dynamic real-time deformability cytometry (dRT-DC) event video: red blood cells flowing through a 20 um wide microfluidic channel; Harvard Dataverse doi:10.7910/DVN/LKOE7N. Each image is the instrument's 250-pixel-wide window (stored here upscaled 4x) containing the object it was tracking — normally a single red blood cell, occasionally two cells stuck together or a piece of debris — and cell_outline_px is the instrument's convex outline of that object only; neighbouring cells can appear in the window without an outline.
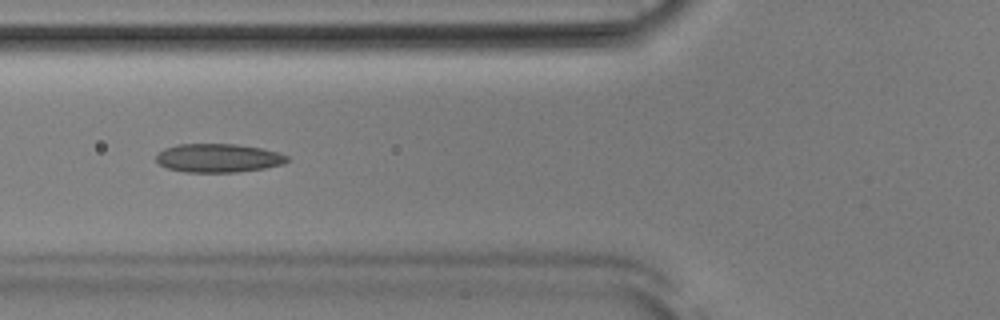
{"species": "Egyptian fruit bat (a non-hibernating species)", "species_latin": "Rousettus aegyptiacus", "temperature_condition": "room temperature", "stored_images_in_passage": 43, "camera_frame_rate_fps": 3000, "um_per_image_px": 0.085, "animal": {"sex": "male"}, "frame": {"image": 1, "passage_image": 11, "time_ms": 3.333, "image_size_px": [1000, 320], "cell_outline_px": [[288, 160], [284, 164], [264, 168], [236, 172], [184, 172], [168, 168], [160, 164], [156, 160], [156, 156], [164, 148], [176, 144], [236, 144], [264, 148], [280, 152], [288, 156]], "centroid_in_image_um": [18.58, 13.42], "position_along_channel_um": 107.2, "area_um2": 21.96}}
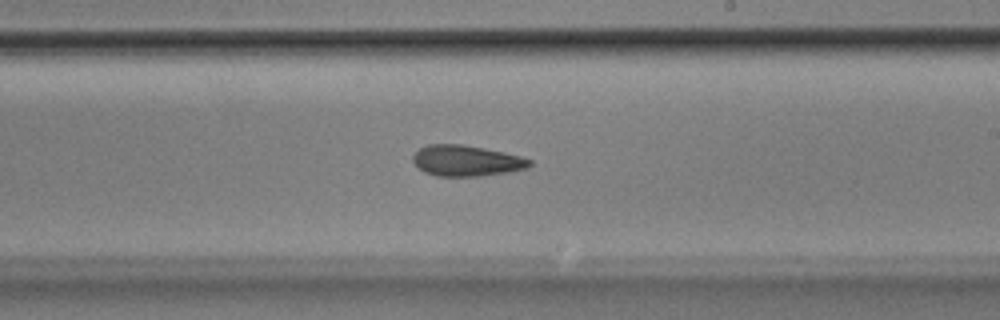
{"frame": {"image": 2, "passage_image": 22, "time_ms": 7.0, "image_size_px": [1000, 320], "cell_outline_px": [[532, 164], [528, 168], [508, 172], [480, 176], [436, 176], [424, 172], [412, 160], [412, 156], [420, 148], [428, 144], [464, 144], [504, 152], [520, 156], [532, 160]], "centroid_in_image_um": [39.65, 13.66], "position_along_channel_um": 249.3, "area_um2": 21.04}}
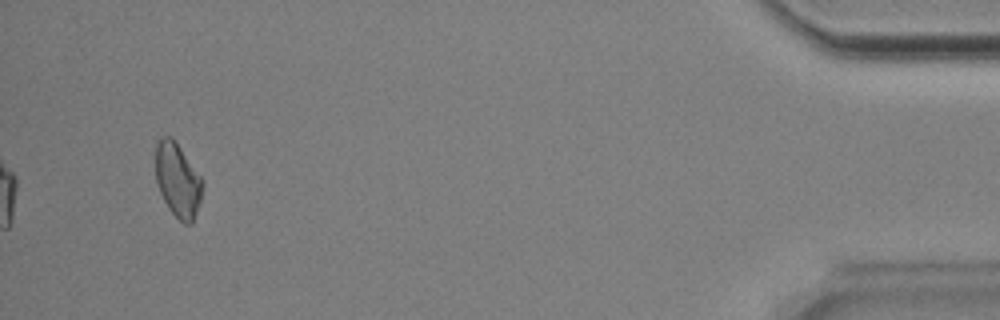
{"frame": {"image": 3, "passage_image": 41, "time_ms": 13.333, "image_size_px": [1000, 320], "cell_outline_px": [[204, 184], [200, 200], [192, 224], [184, 224], [168, 208], [156, 184], [156, 144], [160, 136], [172, 136], [204, 180]], "centroid_in_image_um": [15.11, 15.29], "position_along_channel_um": 420.1, "area_um2": 20.35}, "authors_computed_cell_mechanics": {"area_um2": 21.0392, "velocity_mm_per_s": 3.8736, "shape_relaxation_time_tau1_ms": 6.6775, "shape_relaxation_time_tau2_ms": 4.544, "deformation_change_tau1": 0.1156, "deformation_change_tau2": 0.1202}}